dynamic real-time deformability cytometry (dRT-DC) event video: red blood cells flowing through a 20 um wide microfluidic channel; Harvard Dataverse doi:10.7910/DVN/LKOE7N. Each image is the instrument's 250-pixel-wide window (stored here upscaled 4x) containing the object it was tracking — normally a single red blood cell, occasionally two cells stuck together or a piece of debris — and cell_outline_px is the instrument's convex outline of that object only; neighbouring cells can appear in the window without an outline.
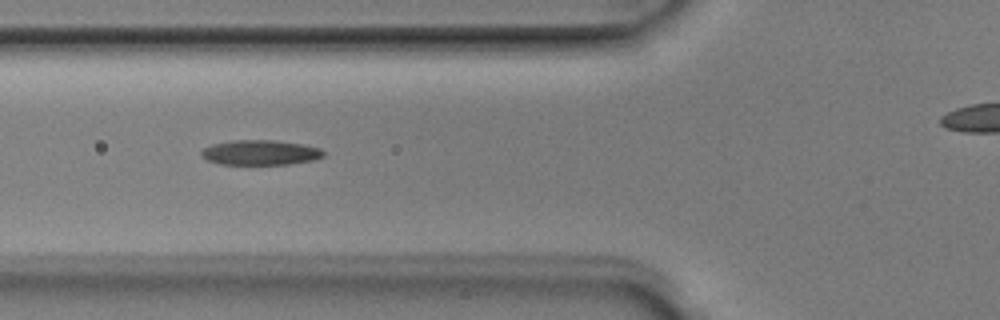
{"species": "Egyptian fruit bat (a non-hibernating species)", "species_latin": "Rousettus aegyptiacus", "temperature_condition": "room temperature", "stored_images_in_passage": 10, "segment_of_instrument_passage": [2, 2], "camera_frame_rate_fps": 3000, "um_per_image_px": 0.085, "animal": {"sex": "male"}, "frame": {"image": 1, "passage_image": 6, "time_ms": 1.667, "image_size_px": [1000, 320], "cell_outline_px": [[324, 156], [316, 160], [288, 164], [220, 164], [204, 160], [200, 156], [200, 152], [204, 148], [212, 144], [232, 140], [276, 140], [304, 144], [320, 148], [324, 152]], "centroid_in_image_um": [22.12, 12.96], "position_along_channel_um": 103.7, "area_um2": 18.03}}
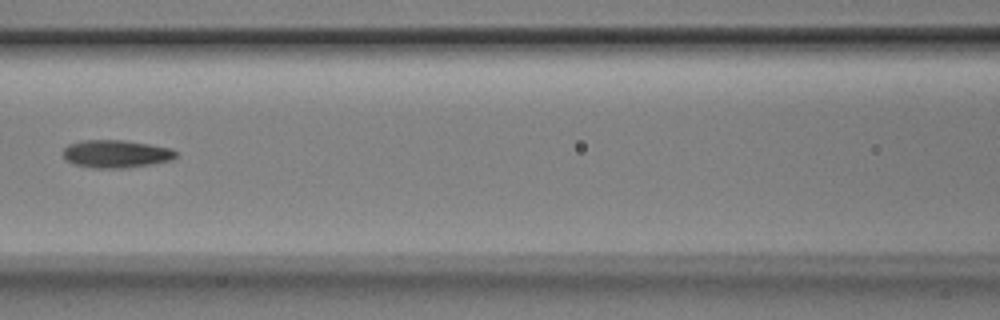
{"frame": {"image": 2, "passage_image": 7, "time_ms": 2.0, "image_size_px": [1000, 320], "cell_outline_px": [[176, 156], [172, 160], [152, 164], [128, 168], [92, 168], [72, 164], [64, 160], [64, 148], [68, 144], [80, 140], [124, 140], [172, 148], [176, 152]], "centroid_in_image_um": [9.84, 13.08], "position_along_channel_um": 156.8, "area_um2": 18.5}}
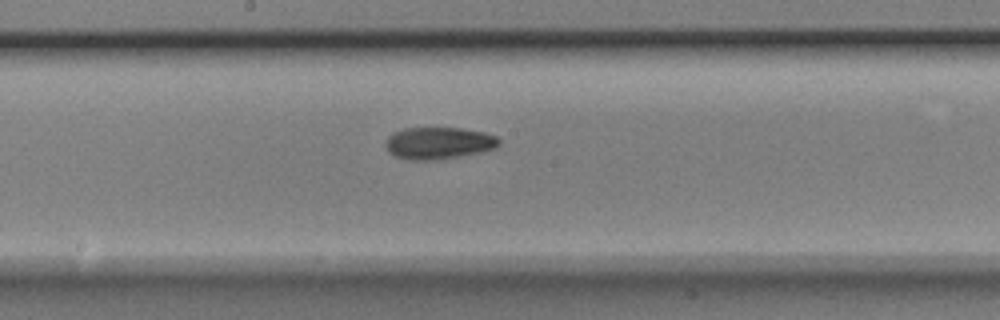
{"frame": {"image": 3, "passage_image": 9, "time_ms": 2.667, "image_size_px": [1000, 320], "cell_outline_px": [[500, 144], [496, 148], [480, 152], [460, 156], [436, 160], [408, 160], [396, 156], [388, 152], [388, 136], [392, 132], [404, 128], [460, 128], [484, 132], [496, 136], [500, 140]], "centroid_in_image_um": [37.31, 12.16], "position_along_channel_um": 210.9, "area_um2": 21.1}}